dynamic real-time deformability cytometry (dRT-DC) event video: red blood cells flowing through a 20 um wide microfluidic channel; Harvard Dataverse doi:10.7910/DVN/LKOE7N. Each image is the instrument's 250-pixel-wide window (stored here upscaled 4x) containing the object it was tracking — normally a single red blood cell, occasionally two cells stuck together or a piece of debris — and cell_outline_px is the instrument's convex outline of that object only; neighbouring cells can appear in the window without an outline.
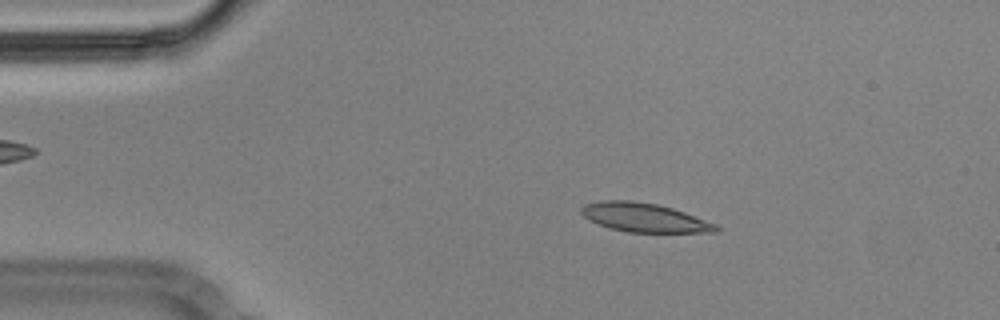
{"species": "Egyptian fruit bat (a non-hibernating species)", "species_latin": "Rousettus aegyptiacus", "temperature_condition": "cold", "stored_images_in_passage": 55, "camera_frame_rate_fps": 3000, "um_per_image_px": 0.085, "animal": {"sex": "male"}, "frame": {"image": 1, "passage_image": 9, "time_ms": 2.667, "image_size_px": [1000, 320], "cell_outline_px": [[720, 232], [628, 232], [608, 228], [588, 220], [580, 212], [580, 208], [584, 204], [600, 200], [632, 200], [656, 204], [672, 208], [684, 212], [716, 224], [720, 228]], "centroid_in_image_um": [54.72, 18.49], "position_along_channel_um": 30.3, "area_um2": 22.77}}
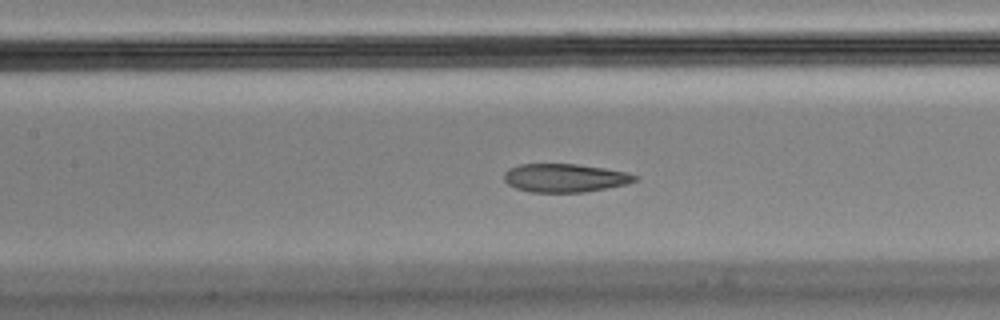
{"frame": {"image": 2, "passage_image": 24, "time_ms": 7.667, "image_size_px": [1000, 320], "cell_outline_px": [[640, 176], [636, 180], [628, 184], [584, 192], [528, 192], [516, 188], [508, 184], [504, 180], [504, 172], [508, 168], [520, 164], [576, 164], [604, 168], [628, 172]], "centroid_in_image_um": [48.02, 15.12], "position_along_channel_um": 159.4, "area_um2": 21.79}}
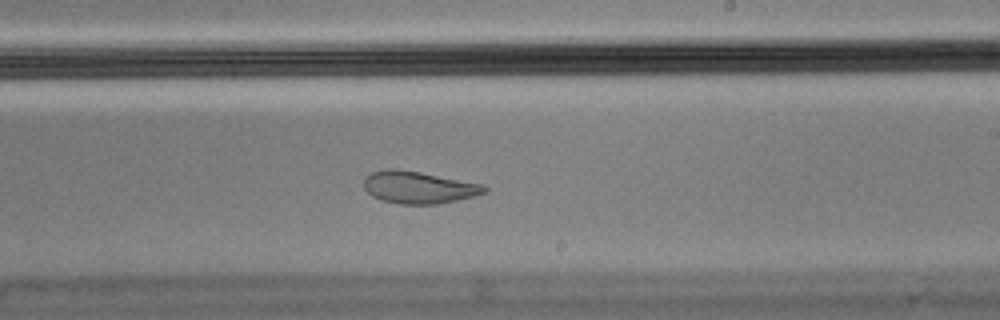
{"frame": {"image": 3, "passage_image": 32, "time_ms": 10.333, "image_size_px": [1000, 320], "cell_outline_px": [[488, 188], [484, 192], [476, 196], [436, 204], [400, 204], [380, 200], [372, 196], [364, 188], [364, 180], [372, 172], [388, 168], [396, 168], [420, 172], [484, 184]], "centroid_in_image_um": [35.58, 15.92], "position_along_channel_um": 253.4, "area_um2": 22.6}}